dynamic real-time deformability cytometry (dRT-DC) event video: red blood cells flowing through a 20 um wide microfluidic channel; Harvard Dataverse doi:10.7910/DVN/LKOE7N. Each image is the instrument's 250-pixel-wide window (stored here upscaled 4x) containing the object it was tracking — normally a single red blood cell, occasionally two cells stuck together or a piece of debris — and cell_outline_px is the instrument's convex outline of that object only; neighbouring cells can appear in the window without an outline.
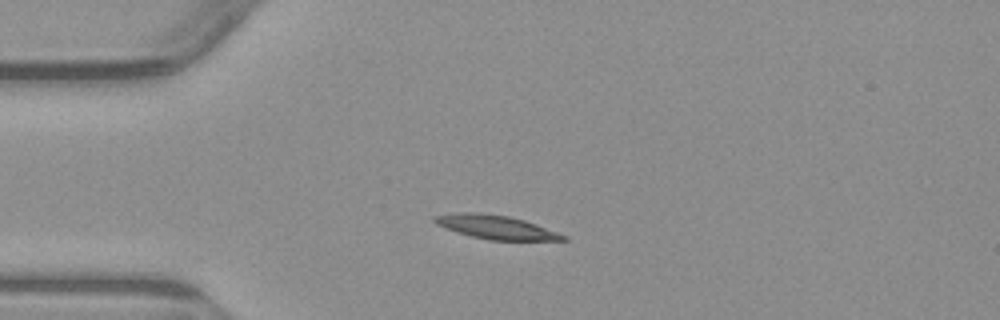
{"species": "common noctule bat (a hibernating species)", "species_latin": "Nyctalus noctula", "temperature_condition": "warm", "stored_images_in_passage": 4, "camera_frame_rate_fps": 3000, "um_per_image_px": 0.085, "animal": {"sex": "male", "body_mass_g": 23.1, "forearm_length_mm": 52.7}, "frame": {"image": 1, "passage_image": 2, "time_ms": 2.0, "image_size_px": [1000, 320], "cell_outline_px": [[568, 240], [488, 240], [456, 232], [444, 228], [436, 224], [432, 220], [432, 216], [456, 212], [476, 212], [508, 216], [524, 220], [536, 224], [568, 236]], "centroid_in_image_um": [42.11, 19.3], "position_along_channel_um": 42.9, "area_um2": 17.86}}
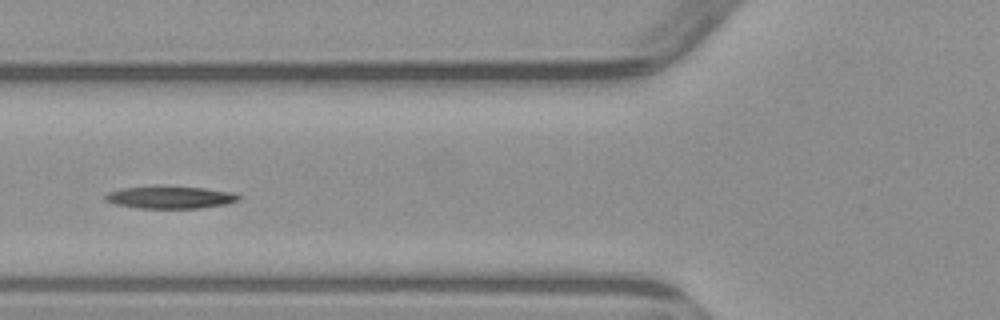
{"frame": {"image": 2, "passage_image": 4, "time_ms": 4.333, "image_size_px": [1000, 320], "cell_outline_px": [[240, 200], [224, 204], [200, 208], [136, 208], [116, 204], [104, 200], [104, 196], [108, 192], [120, 188], [152, 184], [164, 184], [204, 188], [232, 192], [240, 196]], "centroid_in_image_um": [14.4, 16.73], "position_along_channel_um": 111.4, "area_um2": 18.09}}